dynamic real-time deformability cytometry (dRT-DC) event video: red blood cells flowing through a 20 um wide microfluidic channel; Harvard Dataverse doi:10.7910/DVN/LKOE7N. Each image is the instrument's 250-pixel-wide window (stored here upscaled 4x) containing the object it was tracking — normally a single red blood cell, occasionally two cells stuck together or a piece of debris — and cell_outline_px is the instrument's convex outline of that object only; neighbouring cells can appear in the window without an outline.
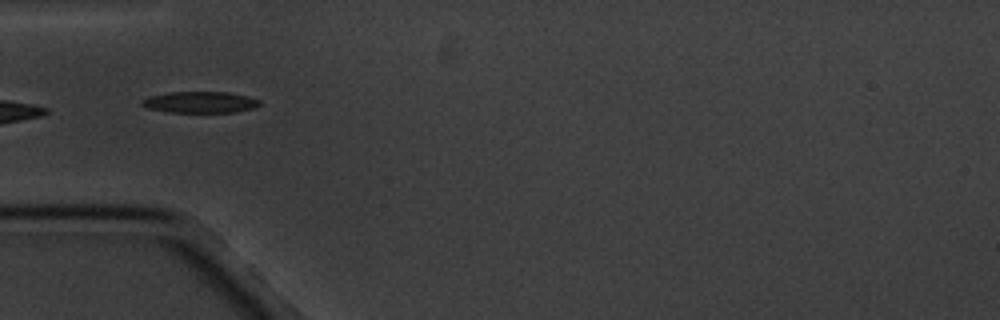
{"species": "common noctule bat (a hibernating species)", "species_latin": "Nyctalus noctula", "temperature_condition": "cold", "stored_images_in_passage": 18, "camera_frame_rate_fps": 3000, "um_per_image_px": 0.085, "animal": {"sex": "male", "body_mass_g": 20.1, "forearm_length_mm": 53.5}, "frame": {"image": 1, "passage_image": 6, "time_ms": 5.667, "image_size_px": [1000, 320], "cell_outline_px": [[260, 104], [252, 108], [236, 112], [168, 112], [148, 108], [140, 104], [140, 100], [148, 96], [168, 92], [228, 92], [260, 100]], "centroid_in_image_um": [16.94, 8.68], "position_along_channel_um": 68.1, "area_um2": 14.57}}
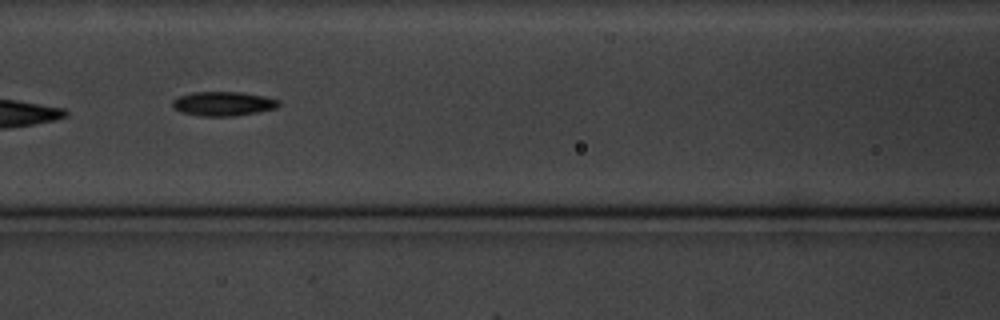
{"frame": {"image": 2, "passage_image": 8, "time_ms": 8.0, "image_size_px": [1000, 320], "cell_outline_px": [[280, 104], [276, 108], [256, 112], [232, 116], [200, 116], [180, 112], [172, 104], [172, 100], [176, 96], [192, 92], [240, 92], [264, 96], [280, 100]], "centroid_in_image_um": [18.94, 8.81], "position_along_channel_um": 147.7, "area_um2": 15.03}, "authors_computed_cell_mechanics": {"area_um2": 17.9469, "velocity_mm_per_s": 3.3942, "shape_relaxation_time_tau1_ms": 9.6899, "shape_relaxation_time_tau2_ms": 10.5402, "deformation_change_tau1": 0.1786, "deformation_change_tau2": 0.193}}